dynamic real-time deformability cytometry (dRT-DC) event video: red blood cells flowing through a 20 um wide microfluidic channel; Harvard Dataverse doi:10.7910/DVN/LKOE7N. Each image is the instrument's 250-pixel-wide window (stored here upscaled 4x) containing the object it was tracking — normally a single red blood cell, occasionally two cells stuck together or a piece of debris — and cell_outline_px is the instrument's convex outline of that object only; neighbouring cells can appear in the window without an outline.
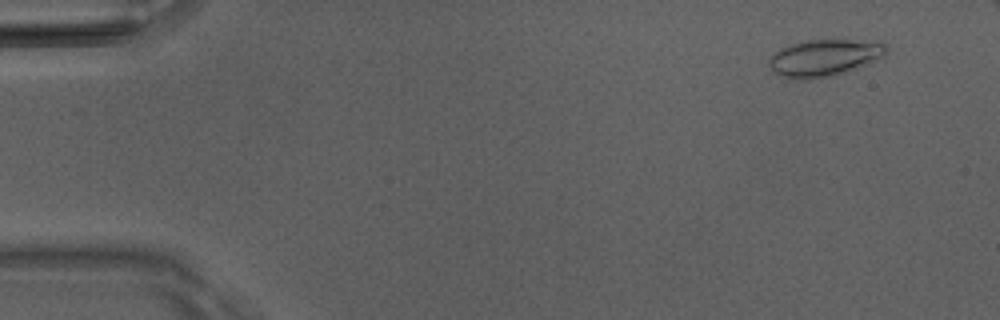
{"species": "Egyptian fruit bat (a non-hibernating species)", "species_latin": "Rousettus aegyptiacus", "temperature_condition": "room temperature", "stored_images_in_passage": 10, "camera_frame_rate_fps": 3000, "um_per_image_px": 0.085, "animal": {"sex": "male"}, "frame": {"image": 1, "passage_image": 4, "time_ms": 1.0, "image_size_px": [1000, 320], "cell_outline_px": [[888, 52], [884, 56], [848, 72], [832, 76], [808, 80], [796, 80], [780, 76], [768, 64], [768, 60], [780, 48], [792, 44], [808, 40], [880, 40], [888, 44]], "centroid_in_image_um": [70.13, 4.91], "position_along_channel_um": 14.9, "area_um2": 25.55}}